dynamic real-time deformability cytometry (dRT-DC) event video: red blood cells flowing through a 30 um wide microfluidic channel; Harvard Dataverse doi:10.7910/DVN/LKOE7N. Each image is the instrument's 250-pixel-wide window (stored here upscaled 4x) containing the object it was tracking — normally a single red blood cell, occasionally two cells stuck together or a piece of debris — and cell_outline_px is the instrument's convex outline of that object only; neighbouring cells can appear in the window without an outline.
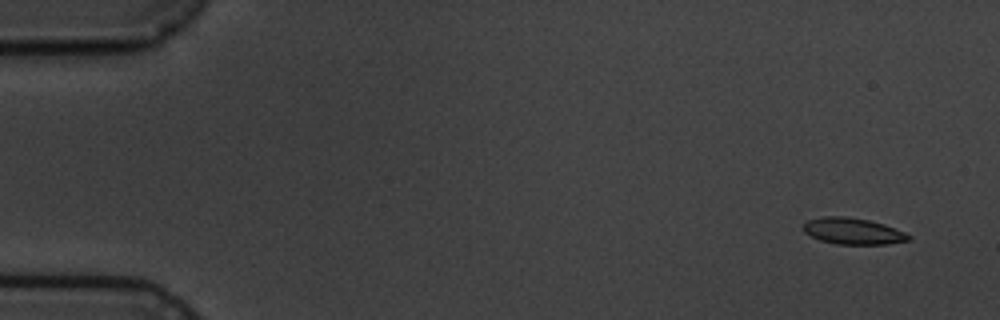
{"species": "common noctule bat (a hibernating species)", "species_latin": "Nyctalus noctula", "temperature_condition": "cold", "stored_images_in_passage": 6, "segment_of_instrument_passage": [2, 2], "camera_frame_rate_fps": 3000, "um_per_image_px": 0.085, "animal": {"sex": "male", "body_mass_g": 19.5, "forearm_length_mm": 54.6}, "frame": {"image": 1, "passage_image": 6, "time_ms": 6.0, "image_size_px": [1000, 320], "cell_outline_px": [[912, 240], [888, 244], [836, 244], [820, 240], [804, 232], [804, 224], [808, 220], [824, 216], [844, 216], [868, 220], [884, 224], [904, 232], [912, 236]], "centroid_in_image_um": [72.53, 19.65], "position_along_channel_um": 12.5, "area_um2": 16.13}}